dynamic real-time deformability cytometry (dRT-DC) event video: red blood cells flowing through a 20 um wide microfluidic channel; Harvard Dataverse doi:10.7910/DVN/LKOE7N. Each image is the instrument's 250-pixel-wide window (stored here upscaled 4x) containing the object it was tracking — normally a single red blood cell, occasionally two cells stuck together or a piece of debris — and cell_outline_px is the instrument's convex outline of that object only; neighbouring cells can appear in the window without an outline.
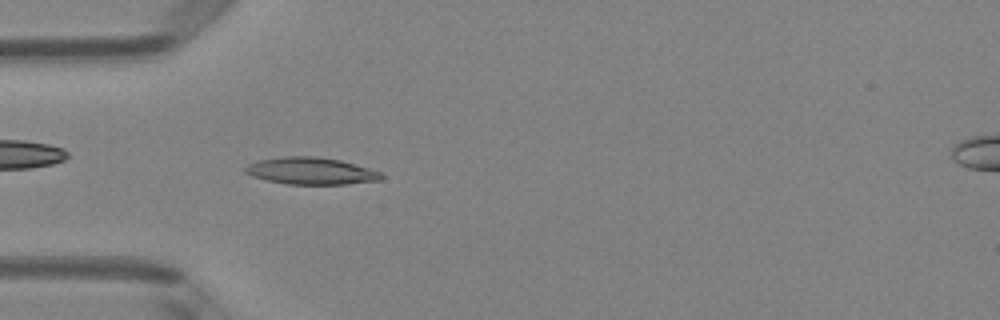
{"species": "Egyptian fruit bat (a non-hibernating species)", "species_latin": "Rousettus aegyptiacus", "temperature_condition": "room temperature", "stored_images_in_passage": 46, "camera_frame_rate_fps": 3000, "um_per_image_px": 0.085, "animal": {"sex": "female"}, "frame": {"image": 1, "passage_image": 11, "time_ms": 3.333, "image_size_px": [1000, 320], "cell_outline_px": [[384, 176], [380, 180], [344, 184], [288, 184], [264, 180], [252, 176], [244, 172], [244, 168], [248, 164], [260, 160], [284, 156], [316, 156], [340, 160], [384, 172]], "centroid_in_image_um": [26.44, 14.53], "position_along_channel_um": 58.6, "area_um2": 21.5}}
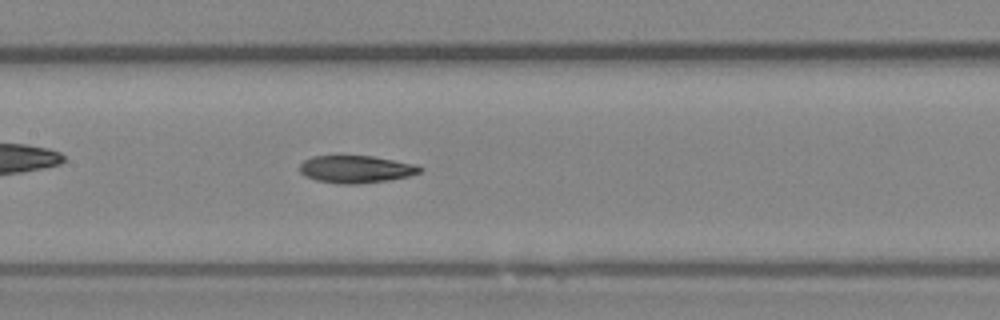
{"frame": {"image": 2, "passage_image": 20, "time_ms": 6.333, "image_size_px": [1000, 320], "cell_outline_px": [[424, 168], [420, 172], [408, 176], [388, 180], [356, 184], [340, 184], [316, 180], [304, 176], [300, 172], [300, 164], [304, 160], [312, 156], [372, 156], [416, 164]], "centroid_in_image_um": [30.25, 14.38], "position_along_channel_um": 177.2, "area_um2": 19.19}}
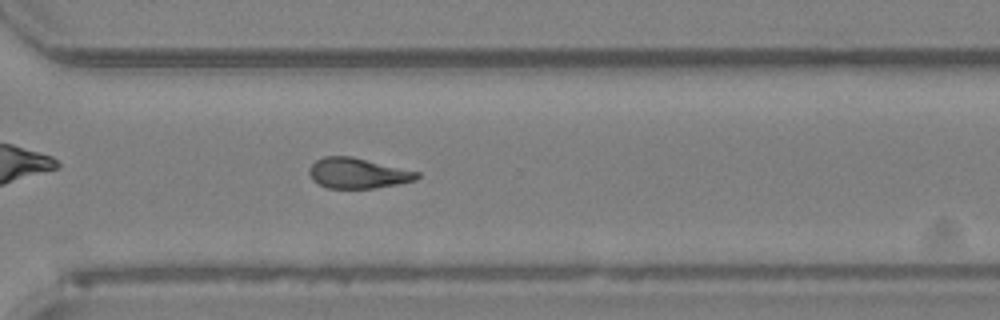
{"frame": {"image": 3, "passage_image": 32, "time_ms": 10.333, "image_size_px": [1000, 320], "cell_outline_px": [[420, 176], [416, 180], [396, 184], [372, 188], [328, 188], [312, 180], [308, 172], [308, 168], [316, 160], [324, 156], [352, 156], [420, 172]], "centroid_in_image_um": [30.39, 14.71], "position_along_channel_um": 340.2, "area_um2": 19.07}}